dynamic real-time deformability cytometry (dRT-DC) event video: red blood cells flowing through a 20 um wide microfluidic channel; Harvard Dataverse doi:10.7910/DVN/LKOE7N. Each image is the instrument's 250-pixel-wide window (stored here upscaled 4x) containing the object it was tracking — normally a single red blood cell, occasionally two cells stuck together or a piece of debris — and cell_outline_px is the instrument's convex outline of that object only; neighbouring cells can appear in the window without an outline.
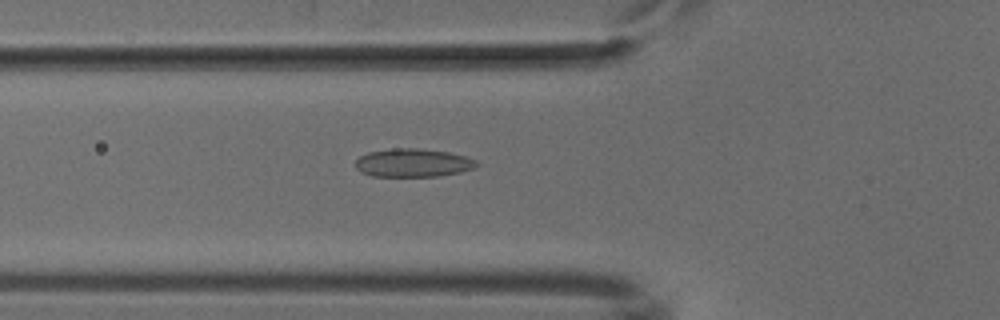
{"species": "common noctule bat (a hibernating species)", "species_latin": "Nyctalus noctula", "temperature_condition": "cold", "stored_images_in_passage": 52, "camera_frame_rate_fps": 3000, "um_per_image_px": 0.085, "animal": {"sex": "male", "body_mass_g": 18.8}, "frame": {"image": 1, "passage_image": 19, "time_ms": 6.0, "image_size_px": [1000, 320], "cell_outline_px": [[476, 164], [472, 168], [460, 172], [436, 176], [372, 176], [360, 172], [356, 168], [356, 160], [360, 156], [368, 152], [396, 148], [416, 148], [448, 152], [464, 156], [476, 160]], "centroid_in_image_um": [35.05, 13.84], "position_along_channel_um": 90.7, "area_um2": 19.71}}
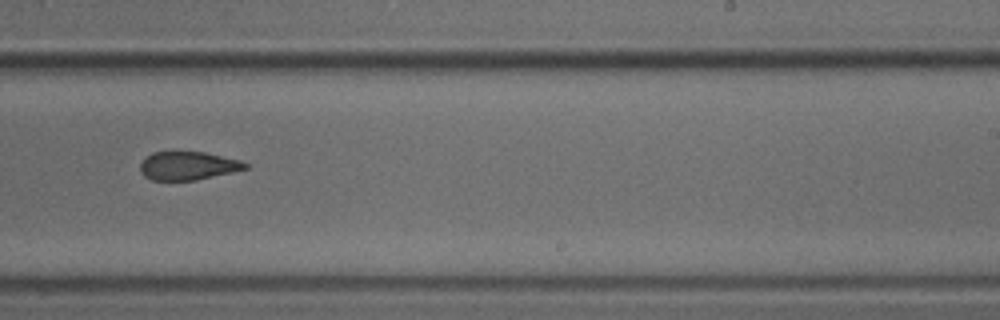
{"frame": {"image": 2, "passage_image": 33, "time_ms": 10.667, "image_size_px": [1000, 320], "cell_outline_px": [[248, 168], [232, 172], [196, 180], [152, 180], [144, 176], [140, 172], [140, 164], [152, 152], [204, 152], [240, 160], [248, 164]], "centroid_in_image_um": [15.97, 14.09], "position_along_channel_um": 273.0, "area_um2": 17.22}}
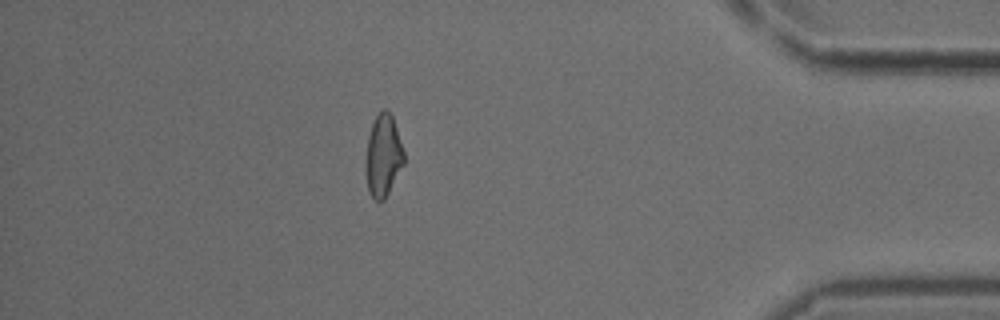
{"frame": {"image": 3, "passage_image": 46, "time_ms": 15.0, "image_size_px": [1000, 320], "cell_outline_px": [[404, 164], [384, 200], [376, 200], [368, 192], [368, 136], [372, 124], [376, 116], [384, 108], [388, 108], [392, 116], [404, 152]], "centroid_in_image_um": [32.61, 13.2], "position_along_channel_um": 402.6, "area_um2": 17.51}}